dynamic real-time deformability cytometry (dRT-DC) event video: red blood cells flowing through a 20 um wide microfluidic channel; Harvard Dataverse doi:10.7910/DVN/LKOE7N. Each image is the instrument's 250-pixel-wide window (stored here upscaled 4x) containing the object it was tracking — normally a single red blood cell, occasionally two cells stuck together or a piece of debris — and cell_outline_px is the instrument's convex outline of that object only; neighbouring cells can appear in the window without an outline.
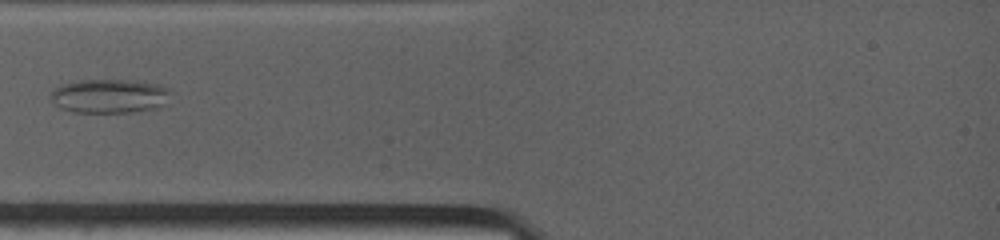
{"species": "common noctule bat (a hibernating species)", "species_latin": "Nyctalus noctula", "temperature_condition": "warm", "stored_images_in_passage": 46, "camera_frame_rate_fps": 4500, "um_per_image_px": 0.085, "animal": {"sex": "female", "body_mass_g": 19.0, "forearm_length_mm": 53.3}, "frame": {"image": 1, "passage_image": 1, "time_ms": 0.0, "image_size_px": [1000, 240], "cell_outline_px": [[168, 92], [160, 104], [148, 108], [128, 112], [72, 112], [60, 108], [48, 96], [52, 88], [60, 84], [76, 80], [128, 80], [156, 84], [168, 88]], "centroid_in_image_um": [9.11, 8.14], "position_along_channel_um": 75.9, "area_um2": 23.24}}
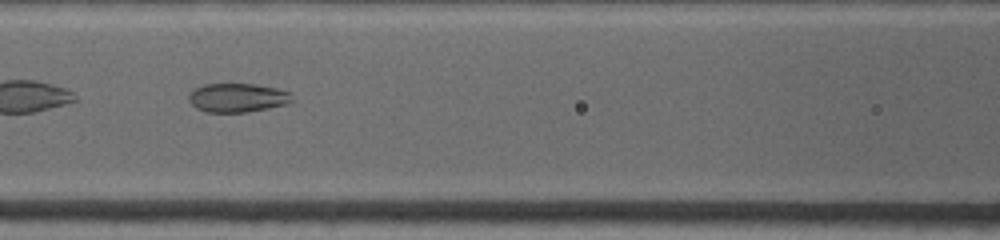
{"frame": {"image": 2, "passage_image": 8, "time_ms": 1.778, "image_size_px": [1000, 240], "cell_outline_px": [[296, 100], [288, 104], [248, 112], [204, 112], [196, 108], [188, 100], [188, 96], [192, 88], [204, 84], [256, 84], [276, 88], [292, 92]], "centroid_in_image_um": [20.22, 8.3], "position_along_channel_um": 146.4, "area_um2": 17.8}}
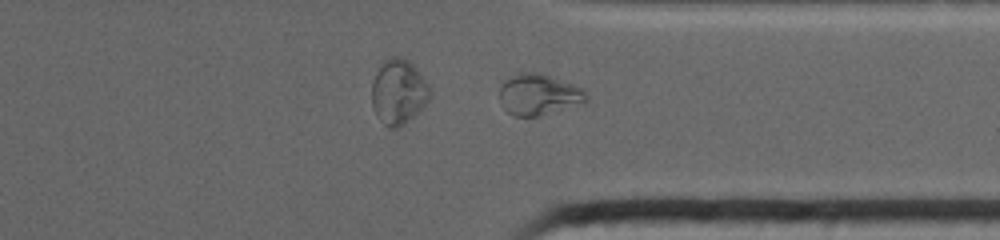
{"frame": {"image": 3, "passage_image": 26, "time_ms": 7.333, "image_size_px": [1000, 240], "cell_outline_px": [[588, 100], [584, 104], [536, 116], [512, 116], [500, 104], [500, 88], [512, 76], [520, 72], [540, 72], [584, 88], [588, 96]], "centroid_in_image_um": [45.84, 8.04], "position_along_channel_um": 365.6, "area_um2": 20.87}}